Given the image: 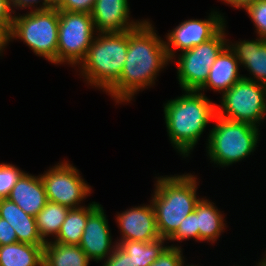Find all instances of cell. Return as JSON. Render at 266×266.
<instances>
[{
	"mask_svg": "<svg viewBox=\"0 0 266 266\" xmlns=\"http://www.w3.org/2000/svg\"><path fill=\"white\" fill-rule=\"evenodd\" d=\"M153 26L144 19L139 26L128 30L126 61L119 80L106 92L116 104L131 102L140 90L155 85L158 73L171 62L164 40Z\"/></svg>",
	"mask_w": 266,
	"mask_h": 266,
	"instance_id": "6da1fadb",
	"label": "cell"
},
{
	"mask_svg": "<svg viewBox=\"0 0 266 266\" xmlns=\"http://www.w3.org/2000/svg\"><path fill=\"white\" fill-rule=\"evenodd\" d=\"M216 105L204 93L195 90H184L182 96L164 104L167 134L180 155L191 154L208 123L214 121Z\"/></svg>",
	"mask_w": 266,
	"mask_h": 266,
	"instance_id": "7a4b0ae2",
	"label": "cell"
},
{
	"mask_svg": "<svg viewBox=\"0 0 266 266\" xmlns=\"http://www.w3.org/2000/svg\"><path fill=\"white\" fill-rule=\"evenodd\" d=\"M154 194L150 200L161 238L169 239L186 216L195 210L199 183L195 174L156 177Z\"/></svg>",
	"mask_w": 266,
	"mask_h": 266,
	"instance_id": "3957f363",
	"label": "cell"
},
{
	"mask_svg": "<svg viewBox=\"0 0 266 266\" xmlns=\"http://www.w3.org/2000/svg\"><path fill=\"white\" fill-rule=\"evenodd\" d=\"M79 64L88 85L107 92L121 75L128 50V31L96 33Z\"/></svg>",
	"mask_w": 266,
	"mask_h": 266,
	"instance_id": "277c9868",
	"label": "cell"
},
{
	"mask_svg": "<svg viewBox=\"0 0 266 266\" xmlns=\"http://www.w3.org/2000/svg\"><path fill=\"white\" fill-rule=\"evenodd\" d=\"M209 132L207 156L217 166L229 167L253 153L259 141L258 127L244 122H236L218 114Z\"/></svg>",
	"mask_w": 266,
	"mask_h": 266,
	"instance_id": "5b68a950",
	"label": "cell"
},
{
	"mask_svg": "<svg viewBox=\"0 0 266 266\" xmlns=\"http://www.w3.org/2000/svg\"><path fill=\"white\" fill-rule=\"evenodd\" d=\"M59 10H31L24 15L15 13L9 41L21 39L34 53L57 65Z\"/></svg>",
	"mask_w": 266,
	"mask_h": 266,
	"instance_id": "8992f818",
	"label": "cell"
},
{
	"mask_svg": "<svg viewBox=\"0 0 266 266\" xmlns=\"http://www.w3.org/2000/svg\"><path fill=\"white\" fill-rule=\"evenodd\" d=\"M216 114L255 127L266 117V86L242 78L221 95ZM259 124V125H258Z\"/></svg>",
	"mask_w": 266,
	"mask_h": 266,
	"instance_id": "52a82bcc",
	"label": "cell"
},
{
	"mask_svg": "<svg viewBox=\"0 0 266 266\" xmlns=\"http://www.w3.org/2000/svg\"><path fill=\"white\" fill-rule=\"evenodd\" d=\"M96 33L90 13L59 10L57 65L79 66Z\"/></svg>",
	"mask_w": 266,
	"mask_h": 266,
	"instance_id": "ba28073f",
	"label": "cell"
},
{
	"mask_svg": "<svg viewBox=\"0 0 266 266\" xmlns=\"http://www.w3.org/2000/svg\"><path fill=\"white\" fill-rule=\"evenodd\" d=\"M226 24L212 39L181 52L177 57V78L182 91H198L207 81L211 66L227 46Z\"/></svg>",
	"mask_w": 266,
	"mask_h": 266,
	"instance_id": "9c48e42d",
	"label": "cell"
},
{
	"mask_svg": "<svg viewBox=\"0 0 266 266\" xmlns=\"http://www.w3.org/2000/svg\"><path fill=\"white\" fill-rule=\"evenodd\" d=\"M79 170L69 161L57 163L41 174L47 200L70 209L79 208L81 201L90 196L92 188L80 176ZM84 199V200H83Z\"/></svg>",
	"mask_w": 266,
	"mask_h": 266,
	"instance_id": "30bf717a",
	"label": "cell"
},
{
	"mask_svg": "<svg viewBox=\"0 0 266 266\" xmlns=\"http://www.w3.org/2000/svg\"><path fill=\"white\" fill-rule=\"evenodd\" d=\"M225 18L218 11H211L207 19H190L181 22L166 35L165 48L169 60L176 59L175 52L185 51L215 37L225 26Z\"/></svg>",
	"mask_w": 266,
	"mask_h": 266,
	"instance_id": "8fae6325",
	"label": "cell"
},
{
	"mask_svg": "<svg viewBox=\"0 0 266 266\" xmlns=\"http://www.w3.org/2000/svg\"><path fill=\"white\" fill-rule=\"evenodd\" d=\"M109 228L107 216L103 206L100 204L88 216L79 244L90 261L92 259L97 263L101 260L104 261L116 248L117 243L112 242V235Z\"/></svg>",
	"mask_w": 266,
	"mask_h": 266,
	"instance_id": "7c38bea8",
	"label": "cell"
},
{
	"mask_svg": "<svg viewBox=\"0 0 266 266\" xmlns=\"http://www.w3.org/2000/svg\"><path fill=\"white\" fill-rule=\"evenodd\" d=\"M117 214L116 223L122 235L117 241L152 242L160 238L151 201L150 205L135 206Z\"/></svg>",
	"mask_w": 266,
	"mask_h": 266,
	"instance_id": "4fadbf2b",
	"label": "cell"
},
{
	"mask_svg": "<svg viewBox=\"0 0 266 266\" xmlns=\"http://www.w3.org/2000/svg\"><path fill=\"white\" fill-rule=\"evenodd\" d=\"M128 0H96L91 12L95 31L110 33L128 31L139 26L143 21H130Z\"/></svg>",
	"mask_w": 266,
	"mask_h": 266,
	"instance_id": "5bb4252c",
	"label": "cell"
},
{
	"mask_svg": "<svg viewBox=\"0 0 266 266\" xmlns=\"http://www.w3.org/2000/svg\"><path fill=\"white\" fill-rule=\"evenodd\" d=\"M227 46L234 53L240 66L249 71L253 77L243 75V78L255 81L266 86V39L257 37L255 40H243L231 43L227 40Z\"/></svg>",
	"mask_w": 266,
	"mask_h": 266,
	"instance_id": "9a60e30c",
	"label": "cell"
},
{
	"mask_svg": "<svg viewBox=\"0 0 266 266\" xmlns=\"http://www.w3.org/2000/svg\"><path fill=\"white\" fill-rule=\"evenodd\" d=\"M8 199L25 213L35 217L48 201L41 176L25 172L12 188Z\"/></svg>",
	"mask_w": 266,
	"mask_h": 266,
	"instance_id": "2e32d148",
	"label": "cell"
},
{
	"mask_svg": "<svg viewBox=\"0 0 266 266\" xmlns=\"http://www.w3.org/2000/svg\"><path fill=\"white\" fill-rule=\"evenodd\" d=\"M239 66L234 53L226 46L217 56L210 68L207 81L198 91L204 93L206 89H210L223 94L243 78L239 73Z\"/></svg>",
	"mask_w": 266,
	"mask_h": 266,
	"instance_id": "e0dca14e",
	"label": "cell"
},
{
	"mask_svg": "<svg viewBox=\"0 0 266 266\" xmlns=\"http://www.w3.org/2000/svg\"><path fill=\"white\" fill-rule=\"evenodd\" d=\"M0 217L14 228L17 240L32 245H45L38 233L36 219L25 213L17 204L8 198L0 199Z\"/></svg>",
	"mask_w": 266,
	"mask_h": 266,
	"instance_id": "ac0fdd59",
	"label": "cell"
},
{
	"mask_svg": "<svg viewBox=\"0 0 266 266\" xmlns=\"http://www.w3.org/2000/svg\"><path fill=\"white\" fill-rule=\"evenodd\" d=\"M214 204L208 199L201 198L195 206L200 242L209 241L211 244L215 243L225 230V216Z\"/></svg>",
	"mask_w": 266,
	"mask_h": 266,
	"instance_id": "d6986e66",
	"label": "cell"
},
{
	"mask_svg": "<svg viewBox=\"0 0 266 266\" xmlns=\"http://www.w3.org/2000/svg\"><path fill=\"white\" fill-rule=\"evenodd\" d=\"M44 245L16 242L0 246V266H43Z\"/></svg>",
	"mask_w": 266,
	"mask_h": 266,
	"instance_id": "ffe728a7",
	"label": "cell"
},
{
	"mask_svg": "<svg viewBox=\"0 0 266 266\" xmlns=\"http://www.w3.org/2000/svg\"><path fill=\"white\" fill-rule=\"evenodd\" d=\"M93 201L88 206L69 209L57 237L52 242L79 245L88 216L99 206Z\"/></svg>",
	"mask_w": 266,
	"mask_h": 266,
	"instance_id": "44dd1931",
	"label": "cell"
},
{
	"mask_svg": "<svg viewBox=\"0 0 266 266\" xmlns=\"http://www.w3.org/2000/svg\"><path fill=\"white\" fill-rule=\"evenodd\" d=\"M43 266H88L90 260L79 245L49 241L44 245Z\"/></svg>",
	"mask_w": 266,
	"mask_h": 266,
	"instance_id": "7402d4cb",
	"label": "cell"
},
{
	"mask_svg": "<svg viewBox=\"0 0 266 266\" xmlns=\"http://www.w3.org/2000/svg\"><path fill=\"white\" fill-rule=\"evenodd\" d=\"M165 238H158L152 242L115 241L117 245L132 259L133 266H149L156 261L168 247Z\"/></svg>",
	"mask_w": 266,
	"mask_h": 266,
	"instance_id": "603a6c76",
	"label": "cell"
},
{
	"mask_svg": "<svg viewBox=\"0 0 266 266\" xmlns=\"http://www.w3.org/2000/svg\"><path fill=\"white\" fill-rule=\"evenodd\" d=\"M70 208L47 201L44 208L35 216L38 233L45 243L50 235L56 238Z\"/></svg>",
	"mask_w": 266,
	"mask_h": 266,
	"instance_id": "cb8c5ba5",
	"label": "cell"
},
{
	"mask_svg": "<svg viewBox=\"0 0 266 266\" xmlns=\"http://www.w3.org/2000/svg\"><path fill=\"white\" fill-rule=\"evenodd\" d=\"M24 173L25 171L15 165L0 163V199L8 198L12 188Z\"/></svg>",
	"mask_w": 266,
	"mask_h": 266,
	"instance_id": "d4e9b609",
	"label": "cell"
},
{
	"mask_svg": "<svg viewBox=\"0 0 266 266\" xmlns=\"http://www.w3.org/2000/svg\"><path fill=\"white\" fill-rule=\"evenodd\" d=\"M244 10L252 20L257 36L266 39V0H257Z\"/></svg>",
	"mask_w": 266,
	"mask_h": 266,
	"instance_id": "484cf974",
	"label": "cell"
},
{
	"mask_svg": "<svg viewBox=\"0 0 266 266\" xmlns=\"http://www.w3.org/2000/svg\"><path fill=\"white\" fill-rule=\"evenodd\" d=\"M195 239L199 242V228L196 223V211L188 214L181 222L178 230L168 239V241L182 242V240Z\"/></svg>",
	"mask_w": 266,
	"mask_h": 266,
	"instance_id": "4316f807",
	"label": "cell"
},
{
	"mask_svg": "<svg viewBox=\"0 0 266 266\" xmlns=\"http://www.w3.org/2000/svg\"><path fill=\"white\" fill-rule=\"evenodd\" d=\"M184 260L181 246L172 244L149 266H184Z\"/></svg>",
	"mask_w": 266,
	"mask_h": 266,
	"instance_id": "83f0119b",
	"label": "cell"
},
{
	"mask_svg": "<svg viewBox=\"0 0 266 266\" xmlns=\"http://www.w3.org/2000/svg\"><path fill=\"white\" fill-rule=\"evenodd\" d=\"M96 0H64L58 10L70 12H92Z\"/></svg>",
	"mask_w": 266,
	"mask_h": 266,
	"instance_id": "f1b7e54d",
	"label": "cell"
},
{
	"mask_svg": "<svg viewBox=\"0 0 266 266\" xmlns=\"http://www.w3.org/2000/svg\"><path fill=\"white\" fill-rule=\"evenodd\" d=\"M102 266H133V262L130 255L125 253L117 245L113 253L104 260V264Z\"/></svg>",
	"mask_w": 266,
	"mask_h": 266,
	"instance_id": "f546056e",
	"label": "cell"
},
{
	"mask_svg": "<svg viewBox=\"0 0 266 266\" xmlns=\"http://www.w3.org/2000/svg\"><path fill=\"white\" fill-rule=\"evenodd\" d=\"M18 242L14 228L0 217V246Z\"/></svg>",
	"mask_w": 266,
	"mask_h": 266,
	"instance_id": "4dcf8cb0",
	"label": "cell"
},
{
	"mask_svg": "<svg viewBox=\"0 0 266 266\" xmlns=\"http://www.w3.org/2000/svg\"><path fill=\"white\" fill-rule=\"evenodd\" d=\"M10 0H0V24H2L8 31H10L14 19Z\"/></svg>",
	"mask_w": 266,
	"mask_h": 266,
	"instance_id": "1f68e13d",
	"label": "cell"
},
{
	"mask_svg": "<svg viewBox=\"0 0 266 266\" xmlns=\"http://www.w3.org/2000/svg\"><path fill=\"white\" fill-rule=\"evenodd\" d=\"M42 2L41 4L38 3ZM10 4L12 6L13 11L15 12V9H26L29 8L31 10H44L47 9V0H10ZM38 7H37V6ZM33 6V7H32ZM36 6V7H35ZM32 7V9H31ZM15 8V9H14Z\"/></svg>",
	"mask_w": 266,
	"mask_h": 266,
	"instance_id": "d6a6232c",
	"label": "cell"
},
{
	"mask_svg": "<svg viewBox=\"0 0 266 266\" xmlns=\"http://www.w3.org/2000/svg\"><path fill=\"white\" fill-rule=\"evenodd\" d=\"M9 42V31L2 24H0V56Z\"/></svg>",
	"mask_w": 266,
	"mask_h": 266,
	"instance_id": "836d02e7",
	"label": "cell"
},
{
	"mask_svg": "<svg viewBox=\"0 0 266 266\" xmlns=\"http://www.w3.org/2000/svg\"><path fill=\"white\" fill-rule=\"evenodd\" d=\"M224 3L230 4L231 7L237 9H245L250 4H253L257 0H222Z\"/></svg>",
	"mask_w": 266,
	"mask_h": 266,
	"instance_id": "e575fe53",
	"label": "cell"
},
{
	"mask_svg": "<svg viewBox=\"0 0 266 266\" xmlns=\"http://www.w3.org/2000/svg\"><path fill=\"white\" fill-rule=\"evenodd\" d=\"M64 0H47V9L48 8H58Z\"/></svg>",
	"mask_w": 266,
	"mask_h": 266,
	"instance_id": "d590c367",
	"label": "cell"
},
{
	"mask_svg": "<svg viewBox=\"0 0 266 266\" xmlns=\"http://www.w3.org/2000/svg\"><path fill=\"white\" fill-rule=\"evenodd\" d=\"M257 266H266V261L263 258H261L260 262L257 263Z\"/></svg>",
	"mask_w": 266,
	"mask_h": 266,
	"instance_id": "8d00e7d4",
	"label": "cell"
}]
</instances>
